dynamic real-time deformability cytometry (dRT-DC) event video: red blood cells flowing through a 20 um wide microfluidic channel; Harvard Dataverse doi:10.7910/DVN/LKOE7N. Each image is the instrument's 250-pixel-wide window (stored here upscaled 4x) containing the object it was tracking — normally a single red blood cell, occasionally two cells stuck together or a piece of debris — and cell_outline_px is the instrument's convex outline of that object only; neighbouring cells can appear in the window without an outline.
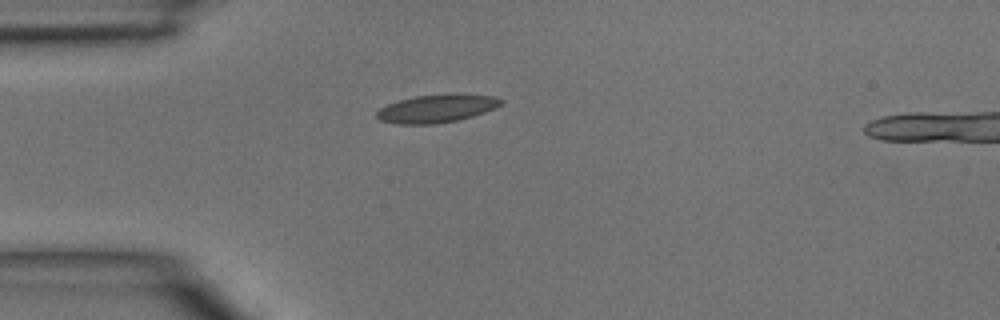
{"species": "common noctule bat (a hibernating species)", "species_latin": "Nyctalus noctula", "temperature_condition": "room temperature", "stored_images_in_passage": 4, "camera_frame_rate_fps": 3000, "um_per_image_px": 0.085, "animal": {"sex": "male", "body_mass_g": 15.6}, "frame": {"image": 1, "passage_image": 4, "time_ms": 1.0, "image_size_px": [1000, 320], "cell_outline_px": [[500, 104], [496, 108], [472, 116], [456, 120], [436, 124], [396, 124], [380, 120], [376, 116], [376, 112], [380, 108], [388, 104], [400, 100], [416, 96], [452, 92], [456, 92], [492, 96], [500, 100]], "centroid_in_image_um": [37.1, 9.21], "position_along_channel_um": 47.9, "area_um2": 20.4}}